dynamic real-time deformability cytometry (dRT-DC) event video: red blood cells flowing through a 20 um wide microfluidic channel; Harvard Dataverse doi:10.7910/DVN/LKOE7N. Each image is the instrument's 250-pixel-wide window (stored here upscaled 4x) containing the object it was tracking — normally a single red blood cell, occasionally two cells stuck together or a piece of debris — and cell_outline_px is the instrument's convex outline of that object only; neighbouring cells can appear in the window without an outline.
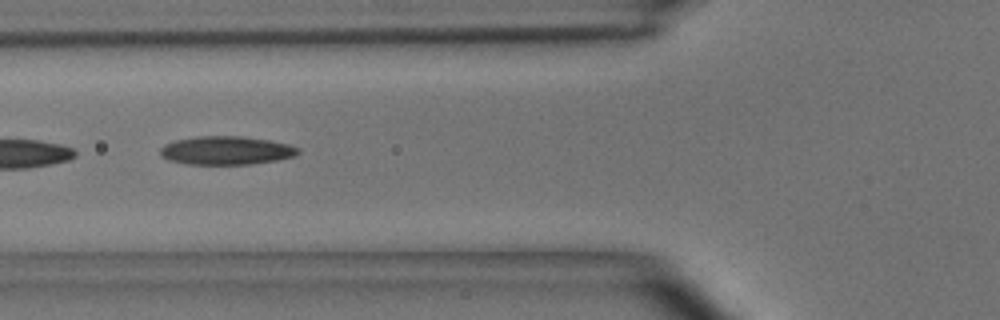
{"species": "common noctule bat (a hibernating species)", "species_latin": "Nyctalus noctula", "temperature_condition": "room temperature", "stored_images_in_passage": 10, "camera_frame_rate_fps": 3000, "um_per_image_px": 0.085, "animal": {"sex": "male", "body_mass_g": 15.6}, "frame": {"image": 1, "passage_image": 5, "time_ms": 1.333, "image_size_px": [1000, 320], "cell_outline_px": [[300, 152], [296, 156], [276, 160], [248, 164], [188, 164], [168, 160], [160, 156], [160, 148], [164, 144], [176, 140], [196, 136], [240, 136], [268, 140], [288, 144], [300, 148]], "centroid_in_image_um": [19.22, 12.79], "position_along_channel_um": 106.6, "area_um2": 22.89}}